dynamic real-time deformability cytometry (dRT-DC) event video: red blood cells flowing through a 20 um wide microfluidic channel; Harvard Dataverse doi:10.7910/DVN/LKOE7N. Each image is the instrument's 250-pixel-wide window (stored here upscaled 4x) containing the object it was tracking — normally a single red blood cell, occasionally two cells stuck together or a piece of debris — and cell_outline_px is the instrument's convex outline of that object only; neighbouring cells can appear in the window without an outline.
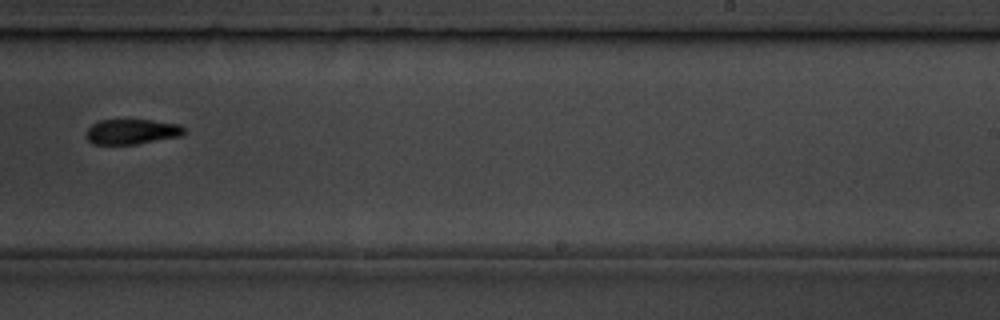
{"species": "common noctule bat (a hibernating species)", "species_latin": "Nyctalus noctula", "temperature_condition": "room temperature", "stored_images_in_passage": 11, "segment_of_instrument_passage": [2, 2], "camera_frame_rate_fps": 3000, "um_per_image_px": 0.085, "animal": {"sex": "male", "body_mass_g": 19.5, "forearm_length_mm": 54.6}, "frame": {"image": 1, "passage_image": 10, "time_ms": 11.333, "image_size_px": [1000, 320], "cell_outline_px": [[188, 132], [180, 136], [136, 144], [92, 144], [84, 136], [84, 132], [92, 124], [100, 120], [152, 120], [180, 124]], "centroid_in_image_um": [11.19, 11.19], "position_along_channel_um": 277.8, "area_um2": 14.51}}